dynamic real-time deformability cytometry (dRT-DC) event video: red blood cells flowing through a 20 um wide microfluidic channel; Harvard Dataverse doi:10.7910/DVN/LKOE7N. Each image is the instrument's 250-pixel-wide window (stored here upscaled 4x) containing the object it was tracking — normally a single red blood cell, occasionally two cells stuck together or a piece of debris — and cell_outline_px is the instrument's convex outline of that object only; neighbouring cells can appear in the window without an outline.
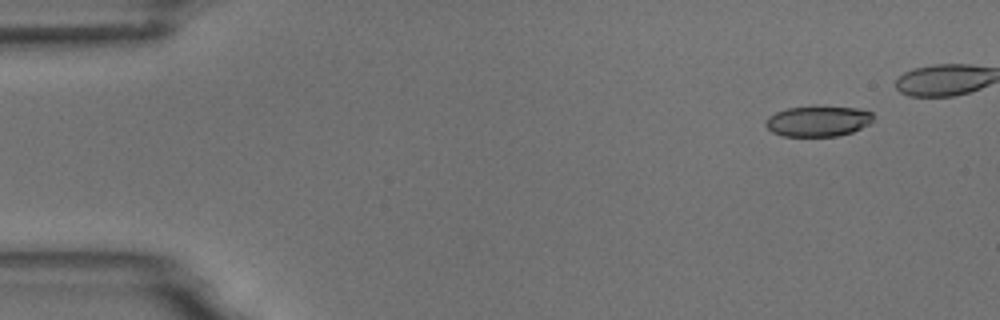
{"species": "common noctule bat (a hibernating species)", "species_latin": "Nyctalus noctula", "temperature_condition": "room temperature", "stored_images_in_passage": 5, "camera_frame_rate_fps": 3000, "um_per_image_px": 0.085, "animal": {"sex": "male", "body_mass_g": 18.8}, "frame": {"image": 1, "passage_image": 1, "time_ms": 0.0, "image_size_px": [1000, 320], "cell_outline_px": [[872, 120], [868, 124], [852, 132], [836, 136], [784, 136], [772, 132], [764, 124], [768, 116], [776, 112], [788, 108], [856, 108], [872, 112]], "centroid_in_image_um": [69.5, 10.33], "position_along_channel_um": 15.5, "area_um2": 18.55}}